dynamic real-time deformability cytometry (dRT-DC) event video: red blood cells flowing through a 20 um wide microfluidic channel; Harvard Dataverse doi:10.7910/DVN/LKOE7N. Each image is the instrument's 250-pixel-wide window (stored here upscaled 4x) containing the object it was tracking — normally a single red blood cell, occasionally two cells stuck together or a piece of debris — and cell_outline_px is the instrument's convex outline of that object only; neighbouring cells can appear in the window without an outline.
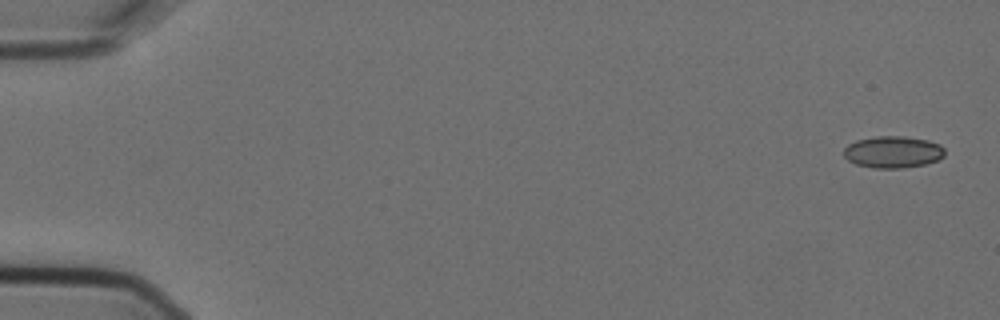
{"species": "Egyptian fruit bat (a non-hibernating species)", "species_latin": "Rousettus aegyptiacus", "temperature_condition": "cold", "stored_images_in_passage": 8, "camera_frame_rate_fps": 3000, "um_per_image_px": 0.085, "animal": {"sex": "female"}, "frame": {"image": 1, "passage_image": 1, "time_ms": 0.0, "image_size_px": [1000, 320], "cell_outline_px": [[944, 156], [936, 160], [924, 164], [904, 168], [876, 168], [856, 164], [848, 160], [844, 156], [844, 148], [848, 144], [856, 140], [876, 136], [904, 136], [928, 140], [940, 144], [944, 148]], "centroid_in_image_um": [75.89, 12.91], "position_along_channel_um": 9.1, "area_um2": 18.73}}
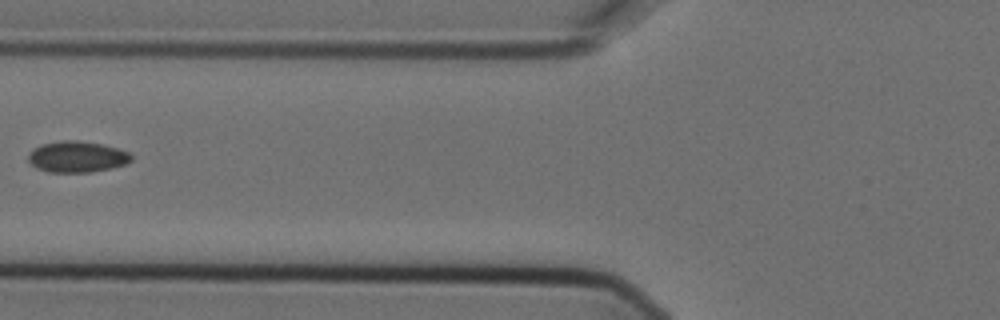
{"frame": {"image": 2, "passage_image": 7, "time_ms": 2.0, "image_size_px": [1000, 320], "cell_outline_px": [[132, 160], [124, 164], [112, 168], [88, 172], [48, 172], [36, 168], [28, 160], [28, 152], [32, 148], [40, 144], [60, 140], [76, 140], [100, 144], [116, 148], [128, 152], [132, 156]], "centroid_in_image_um": [6.49, 13.32], "position_along_channel_um": 119.3, "area_um2": 18.73}}
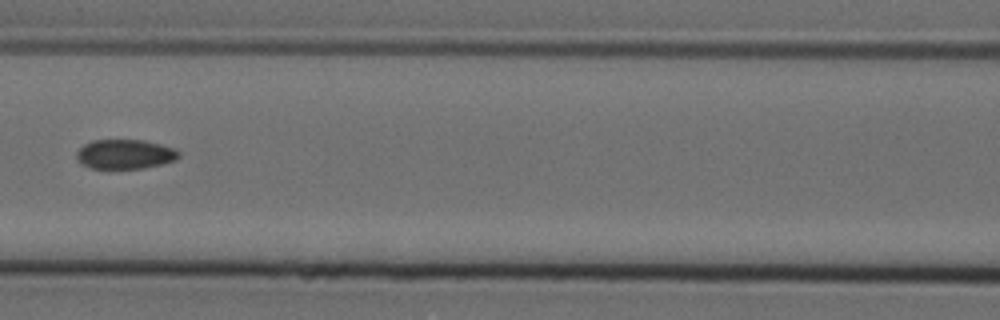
{"frame": {"image": 3, "passage_image": 8, "time_ms": 2.333, "image_size_px": [1000, 320], "cell_outline_px": [[180, 156], [176, 160], [144, 168], [92, 168], [80, 164], [76, 160], [76, 152], [84, 144], [92, 140], [144, 140], [176, 148], [180, 152]], "centroid_in_image_um": [10.62, 13.1], "position_along_channel_um": 156.0, "area_um2": 17.69}}